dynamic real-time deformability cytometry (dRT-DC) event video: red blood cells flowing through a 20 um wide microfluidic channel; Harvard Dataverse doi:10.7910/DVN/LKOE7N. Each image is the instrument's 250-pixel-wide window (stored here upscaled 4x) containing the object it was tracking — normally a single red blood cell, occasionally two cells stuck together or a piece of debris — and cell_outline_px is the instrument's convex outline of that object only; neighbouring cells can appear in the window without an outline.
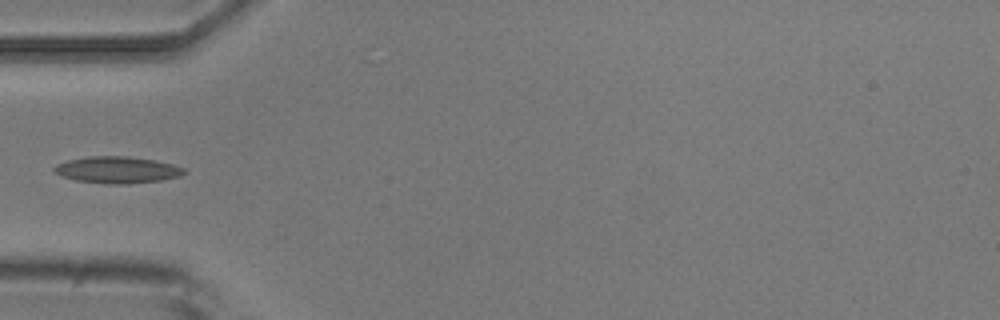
{"species": "common noctule bat (a hibernating species)", "species_latin": "Nyctalus noctula", "temperature_condition": "room temperature", "stored_images_in_passage": 2, "camera_frame_rate_fps": 3000, "um_per_image_px": 0.085, "animal": {"sex": "male", "body_mass_g": 20.5, "forearm_length_mm": 52.5}, "frame": {"image": 1, "passage_image": 1, "time_ms": 0.0, "image_size_px": [1000, 320], "cell_outline_px": [[188, 172], [180, 176], [160, 180], [128, 184], [108, 184], [76, 180], [60, 176], [52, 168], [56, 164], [68, 160], [88, 156], [128, 156], [156, 160], [172, 164], [184, 168]], "centroid_in_image_um": [9.97, 14.43], "position_along_channel_um": 75.0, "area_um2": 20.29}}